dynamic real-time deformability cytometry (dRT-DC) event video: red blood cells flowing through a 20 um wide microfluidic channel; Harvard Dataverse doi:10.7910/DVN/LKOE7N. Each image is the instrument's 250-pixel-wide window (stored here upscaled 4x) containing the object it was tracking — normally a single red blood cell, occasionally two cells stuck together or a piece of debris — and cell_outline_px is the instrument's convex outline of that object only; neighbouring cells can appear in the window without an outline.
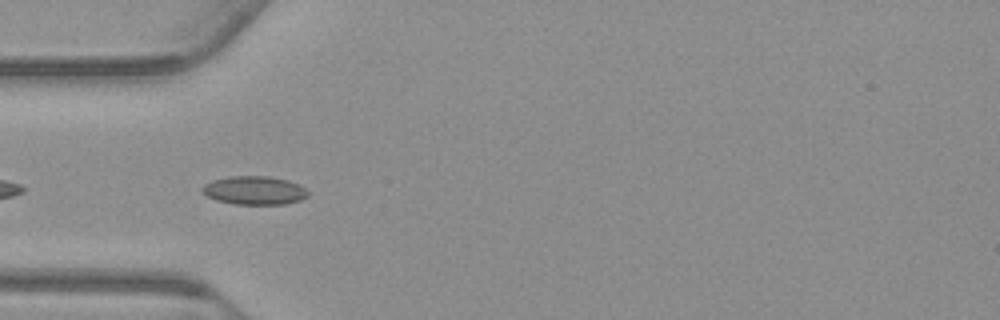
{"species": "common noctule bat (a hibernating species)", "species_latin": "Nyctalus noctula", "temperature_condition": "warm", "stored_images_in_passage": 41, "camera_frame_rate_fps": 3000, "um_per_image_px": 0.085, "animal": {"sex": "male", "body_mass_g": 23.1, "forearm_length_mm": 52.7}, "frame": {"image": 1, "passage_image": 3, "time_ms": 0.667, "image_size_px": [1000, 320], "cell_outline_px": [[308, 196], [300, 200], [284, 204], [236, 204], [216, 200], [208, 196], [200, 188], [204, 184], [212, 180], [228, 176], [268, 176], [288, 180], [304, 188], [308, 192]], "centroid_in_image_um": [21.6, 16.18], "position_along_channel_um": 63.4, "area_um2": 17.46}}
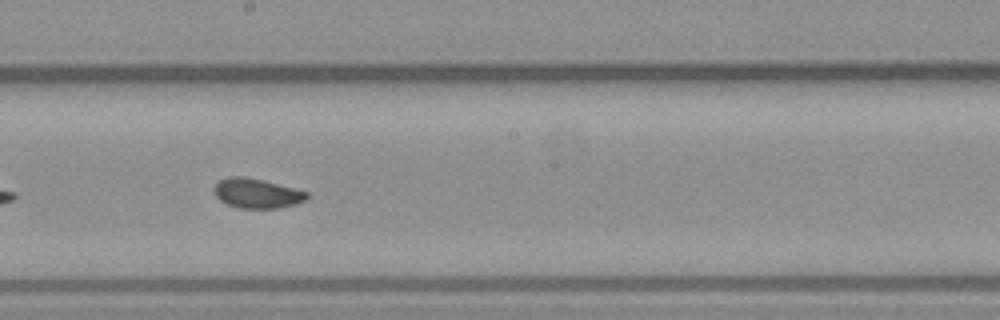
{"frame": {"image": 2, "passage_image": 16, "time_ms": 5.0, "image_size_px": [1000, 320], "cell_outline_px": [[308, 196], [304, 200], [296, 204], [276, 208], [240, 208], [228, 204], [220, 200], [216, 196], [212, 188], [220, 180], [228, 176], [244, 176], [308, 192]], "centroid_in_image_um": [21.78, 16.43], "position_along_channel_um": 226.4, "area_um2": 15.72}}
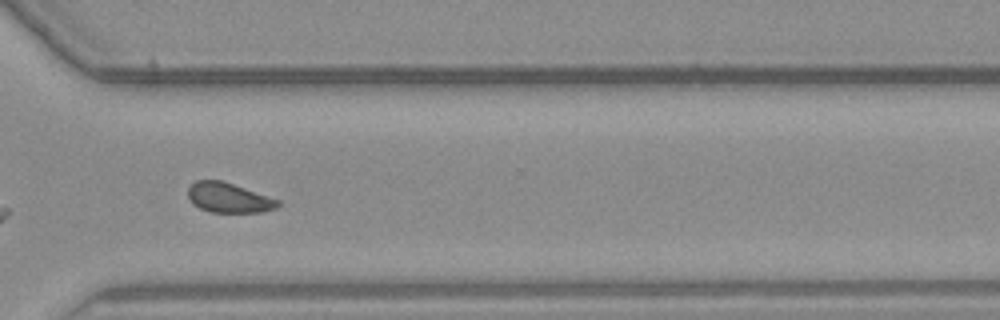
{"frame": {"image": 3, "passage_image": 26, "time_ms": 8.333, "image_size_px": [1000, 320], "cell_outline_px": [[280, 204], [276, 208], [260, 212], [212, 212], [200, 208], [192, 204], [188, 196], [188, 188], [196, 180], [220, 180], [280, 200]], "centroid_in_image_um": [19.42, 16.81], "position_along_channel_um": 351.2, "area_um2": 15.43}, "authors_computed_cell_mechanics": {"area_um2": 16.184, "velocity_mm_per_s": 3.747, "shape_relaxation_time_tau1_ms": 6.7777, "shape_relaxation_time_tau2_ms": 0.9106, "deformation_change_tau1": 0.0926, "deformation_change_tau2": 0.0528}}